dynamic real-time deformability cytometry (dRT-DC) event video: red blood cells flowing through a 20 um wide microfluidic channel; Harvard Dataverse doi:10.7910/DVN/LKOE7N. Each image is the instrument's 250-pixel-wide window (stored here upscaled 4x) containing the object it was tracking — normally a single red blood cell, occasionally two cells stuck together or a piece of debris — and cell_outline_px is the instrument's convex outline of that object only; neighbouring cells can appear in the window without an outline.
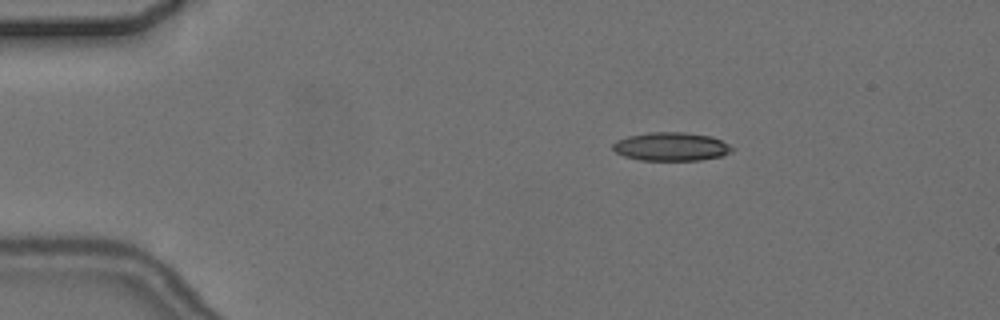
{"species": "common noctule bat (a hibernating species)", "species_latin": "Nyctalus noctula", "temperature_condition": "cold", "stored_images_in_passage": 4, "camera_frame_rate_fps": 3000, "um_per_image_px": 0.085, "animal": {"sex": "female", "body_mass_g": 24.6, "forearm_length_mm": 56.2}, "frame": {"image": 1, "passage_image": 3, "time_ms": 3.0, "image_size_px": [1000, 320], "cell_outline_px": [[736, 148], [720, 156], [700, 160], [640, 160], [624, 156], [616, 152], [612, 148], [612, 144], [616, 140], [628, 136], [648, 132], [684, 132], [712, 136]], "centroid_in_image_um": [57.02, 12.45], "position_along_channel_um": 28.0, "area_um2": 19.77}}